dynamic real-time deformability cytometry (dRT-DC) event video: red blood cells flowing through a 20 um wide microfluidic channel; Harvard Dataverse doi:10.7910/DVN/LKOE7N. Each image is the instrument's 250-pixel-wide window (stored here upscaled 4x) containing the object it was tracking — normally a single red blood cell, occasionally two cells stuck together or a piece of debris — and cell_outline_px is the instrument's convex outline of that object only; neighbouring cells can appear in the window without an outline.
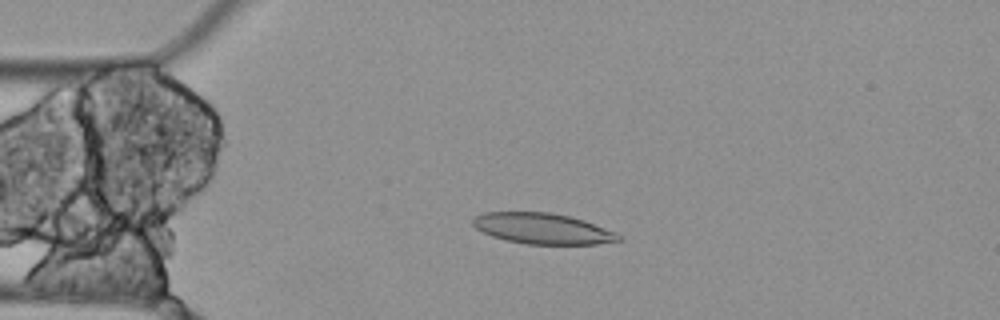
{"species": "Egyptian fruit bat (a non-hibernating species)", "species_latin": "Rousettus aegyptiacus", "temperature_condition": "cold", "stored_images_in_passage": 4, "camera_frame_rate_fps": 3000, "um_per_image_px": 0.085, "animal": {"sex": "female"}, "frame": {"image": 1, "passage_image": 3, "time_ms": 0.667, "image_size_px": [1000, 320], "cell_outline_px": [[624, 240], [596, 244], [524, 244], [492, 236], [476, 228], [472, 224], [472, 220], [476, 216], [484, 212], [548, 212], [568, 216], [584, 220], [616, 232]], "centroid_in_image_um": [46.14, 19.43], "position_along_channel_um": 38.9, "area_um2": 26.01}}